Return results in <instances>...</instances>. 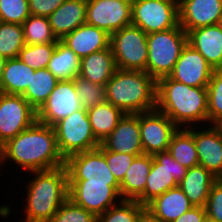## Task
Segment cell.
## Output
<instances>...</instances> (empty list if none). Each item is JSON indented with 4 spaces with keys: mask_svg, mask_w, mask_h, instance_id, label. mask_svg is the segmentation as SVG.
Wrapping results in <instances>:
<instances>
[{
    "mask_svg": "<svg viewBox=\"0 0 222 222\" xmlns=\"http://www.w3.org/2000/svg\"><path fill=\"white\" fill-rule=\"evenodd\" d=\"M2 147V162L8 161L25 172L65 166L53 126L36 121L31 127L8 140Z\"/></svg>",
    "mask_w": 222,
    "mask_h": 222,
    "instance_id": "6da1fadb",
    "label": "cell"
},
{
    "mask_svg": "<svg viewBox=\"0 0 222 222\" xmlns=\"http://www.w3.org/2000/svg\"><path fill=\"white\" fill-rule=\"evenodd\" d=\"M156 109L178 128L208 125L207 88L190 87L170 76L162 77L157 80Z\"/></svg>",
    "mask_w": 222,
    "mask_h": 222,
    "instance_id": "7a4b0ae2",
    "label": "cell"
},
{
    "mask_svg": "<svg viewBox=\"0 0 222 222\" xmlns=\"http://www.w3.org/2000/svg\"><path fill=\"white\" fill-rule=\"evenodd\" d=\"M28 173L34 178L26 183L25 218L20 222H48L68 199L66 167Z\"/></svg>",
    "mask_w": 222,
    "mask_h": 222,
    "instance_id": "3957f363",
    "label": "cell"
},
{
    "mask_svg": "<svg viewBox=\"0 0 222 222\" xmlns=\"http://www.w3.org/2000/svg\"><path fill=\"white\" fill-rule=\"evenodd\" d=\"M106 101L125 114L156 109L157 81L146 71L117 69L105 85Z\"/></svg>",
    "mask_w": 222,
    "mask_h": 222,
    "instance_id": "277c9868",
    "label": "cell"
},
{
    "mask_svg": "<svg viewBox=\"0 0 222 222\" xmlns=\"http://www.w3.org/2000/svg\"><path fill=\"white\" fill-rule=\"evenodd\" d=\"M148 59L146 72L156 81L169 76L188 43L187 33L178 24L176 27L147 35Z\"/></svg>",
    "mask_w": 222,
    "mask_h": 222,
    "instance_id": "5b68a950",
    "label": "cell"
},
{
    "mask_svg": "<svg viewBox=\"0 0 222 222\" xmlns=\"http://www.w3.org/2000/svg\"><path fill=\"white\" fill-rule=\"evenodd\" d=\"M53 128L59 151L65 160L74 154L97 149L101 144L93 134L84 108L62 118Z\"/></svg>",
    "mask_w": 222,
    "mask_h": 222,
    "instance_id": "8992f818",
    "label": "cell"
},
{
    "mask_svg": "<svg viewBox=\"0 0 222 222\" xmlns=\"http://www.w3.org/2000/svg\"><path fill=\"white\" fill-rule=\"evenodd\" d=\"M110 48L117 69L146 71L148 59L147 34L130 24L110 35Z\"/></svg>",
    "mask_w": 222,
    "mask_h": 222,
    "instance_id": "52a82bcc",
    "label": "cell"
},
{
    "mask_svg": "<svg viewBox=\"0 0 222 222\" xmlns=\"http://www.w3.org/2000/svg\"><path fill=\"white\" fill-rule=\"evenodd\" d=\"M132 22L147 35L179 24L178 0H132Z\"/></svg>",
    "mask_w": 222,
    "mask_h": 222,
    "instance_id": "ba28073f",
    "label": "cell"
},
{
    "mask_svg": "<svg viewBox=\"0 0 222 222\" xmlns=\"http://www.w3.org/2000/svg\"><path fill=\"white\" fill-rule=\"evenodd\" d=\"M186 172L187 168L173 159L168 151L155 153L145 190L136 201L146 206L169 189L179 186Z\"/></svg>",
    "mask_w": 222,
    "mask_h": 222,
    "instance_id": "9c48e42d",
    "label": "cell"
},
{
    "mask_svg": "<svg viewBox=\"0 0 222 222\" xmlns=\"http://www.w3.org/2000/svg\"><path fill=\"white\" fill-rule=\"evenodd\" d=\"M68 198L96 217L123 200L109 182L88 180H68Z\"/></svg>",
    "mask_w": 222,
    "mask_h": 222,
    "instance_id": "30bf717a",
    "label": "cell"
},
{
    "mask_svg": "<svg viewBox=\"0 0 222 222\" xmlns=\"http://www.w3.org/2000/svg\"><path fill=\"white\" fill-rule=\"evenodd\" d=\"M37 121V111L22 95L0 93V146Z\"/></svg>",
    "mask_w": 222,
    "mask_h": 222,
    "instance_id": "8fae6325",
    "label": "cell"
},
{
    "mask_svg": "<svg viewBox=\"0 0 222 222\" xmlns=\"http://www.w3.org/2000/svg\"><path fill=\"white\" fill-rule=\"evenodd\" d=\"M132 0H87L86 23L111 35L132 22Z\"/></svg>",
    "mask_w": 222,
    "mask_h": 222,
    "instance_id": "7c38bea8",
    "label": "cell"
},
{
    "mask_svg": "<svg viewBox=\"0 0 222 222\" xmlns=\"http://www.w3.org/2000/svg\"><path fill=\"white\" fill-rule=\"evenodd\" d=\"M139 127L143 154L154 155L167 151L178 127L158 109L139 113Z\"/></svg>",
    "mask_w": 222,
    "mask_h": 222,
    "instance_id": "4fadbf2b",
    "label": "cell"
},
{
    "mask_svg": "<svg viewBox=\"0 0 222 222\" xmlns=\"http://www.w3.org/2000/svg\"><path fill=\"white\" fill-rule=\"evenodd\" d=\"M68 180L109 182L120 193V184L109 170L104 154L97 148L81 152L65 160Z\"/></svg>",
    "mask_w": 222,
    "mask_h": 222,
    "instance_id": "5bb4252c",
    "label": "cell"
},
{
    "mask_svg": "<svg viewBox=\"0 0 222 222\" xmlns=\"http://www.w3.org/2000/svg\"><path fill=\"white\" fill-rule=\"evenodd\" d=\"M82 109L73 80L58 81L49 98L37 111V121L53 126L62 118Z\"/></svg>",
    "mask_w": 222,
    "mask_h": 222,
    "instance_id": "9a60e30c",
    "label": "cell"
},
{
    "mask_svg": "<svg viewBox=\"0 0 222 222\" xmlns=\"http://www.w3.org/2000/svg\"><path fill=\"white\" fill-rule=\"evenodd\" d=\"M213 71L204 56L187 43L169 76L190 87H207Z\"/></svg>",
    "mask_w": 222,
    "mask_h": 222,
    "instance_id": "2e32d148",
    "label": "cell"
},
{
    "mask_svg": "<svg viewBox=\"0 0 222 222\" xmlns=\"http://www.w3.org/2000/svg\"><path fill=\"white\" fill-rule=\"evenodd\" d=\"M199 128L201 127L194 128V142L198 152L199 165L217 179H222V132L215 124L205 125L206 129Z\"/></svg>",
    "mask_w": 222,
    "mask_h": 222,
    "instance_id": "e0dca14e",
    "label": "cell"
},
{
    "mask_svg": "<svg viewBox=\"0 0 222 222\" xmlns=\"http://www.w3.org/2000/svg\"><path fill=\"white\" fill-rule=\"evenodd\" d=\"M179 25L188 33L215 25L222 15V0H178Z\"/></svg>",
    "mask_w": 222,
    "mask_h": 222,
    "instance_id": "ac0fdd59",
    "label": "cell"
},
{
    "mask_svg": "<svg viewBox=\"0 0 222 222\" xmlns=\"http://www.w3.org/2000/svg\"><path fill=\"white\" fill-rule=\"evenodd\" d=\"M140 135L139 114H125L101 145L112 152L142 155Z\"/></svg>",
    "mask_w": 222,
    "mask_h": 222,
    "instance_id": "d6986e66",
    "label": "cell"
},
{
    "mask_svg": "<svg viewBox=\"0 0 222 222\" xmlns=\"http://www.w3.org/2000/svg\"><path fill=\"white\" fill-rule=\"evenodd\" d=\"M60 41L80 59L110 47V35L87 23L65 35Z\"/></svg>",
    "mask_w": 222,
    "mask_h": 222,
    "instance_id": "ffe728a7",
    "label": "cell"
},
{
    "mask_svg": "<svg viewBox=\"0 0 222 222\" xmlns=\"http://www.w3.org/2000/svg\"><path fill=\"white\" fill-rule=\"evenodd\" d=\"M187 35L188 43L213 69H222V29L217 24L190 30Z\"/></svg>",
    "mask_w": 222,
    "mask_h": 222,
    "instance_id": "44dd1931",
    "label": "cell"
},
{
    "mask_svg": "<svg viewBox=\"0 0 222 222\" xmlns=\"http://www.w3.org/2000/svg\"><path fill=\"white\" fill-rule=\"evenodd\" d=\"M192 207L187 196L177 186L149 202L146 205V212L162 222H173Z\"/></svg>",
    "mask_w": 222,
    "mask_h": 222,
    "instance_id": "7402d4cb",
    "label": "cell"
},
{
    "mask_svg": "<svg viewBox=\"0 0 222 222\" xmlns=\"http://www.w3.org/2000/svg\"><path fill=\"white\" fill-rule=\"evenodd\" d=\"M87 0H65L48 16L53 34L58 40L86 23Z\"/></svg>",
    "mask_w": 222,
    "mask_h": 222,
    "instance_id": "603a6c76",
    "label": "cell"
},
{
    "mask_svg": "<svg viewBox=\"0 0 222 222\" xmlns=\"http://www.w3.org/2000/svg\"><path fill=\"white\" fill-rule=\"evenodd\" d=\"M116 70L115 57L109 47L81 58L79 76L105 86Z\"/></svg>",
    "mask_w": 222,
    "mask_h": 222,
    "instance_id": "cb8c5ba5",
    "label": "cell"
},
{
    "mask_svg": "<svg viewBox=\"0 0 222 222\" xmlns=\"http://www.w3.org/2000/svg\"><path fill=\"white\" fill-rule=\"evenodd\" d=\"M218 179L203 166L188 168L179 187L195 207H204L212 185Z\"/></svg>",
    "mask_w": 222,
    "mask_h": 222,
    "instance_id": "d4e9b609",
    "label": "cell"
},
{
    "mask_svg": "<svg viewBox=\"0 0 222 222\" xmlns=\"http://www.w3.org/2000/svg\"><path fill=\"white\" fill-rule=\"evenodd\" d=\"M153 155L136 156L120 183V195L123 200H136L145 190Z\"/></svg>",
    "mask_w": 222,
    "mask_h": 222,
    "instance_id": "484cf974",
    "label": "cell"
},
{
    "mask_svg": "<svg viewBox=\"0 0 222 222\" xmlns=\"http://www.w3.org/2000/svg\"><path fill=\"white\" fill-rule=\"evenodd\" d=\"M34 73L35 70L22 62L19 57L6 59L0 75V93L22 95Z\"/></svg>",
    "mask_w": 222,
    "mask_h": 222,
    "instance_id": "4316f807",
    "label": "cell"
},
{
    "mask_svg": "<svg viewBox=\"0 0 222 222\" xmlns=\"http://www.w3.org/2000/svg\"><path fill=\"white\" fill-rule=\"evenodd\" d=\"M87 113L93 134L100 143L110 135L125 115L121 109L107 101L88 109Z\"/></svg>",
    "mask_w": 222,
    "mask_h": 222,
    "instance_id": "83f0119b",
    "label": "cell"
},
{
    "mask_svg": "<svg viewBox=\"0 0 222 222\" xmlns=\"http://www.w3.org/2000/svg\"><path fill=\"white\" fill-rule=\"evenodd\" d=\"M167 151L173 159L187 169L199 165L198 152L194 142V127L178 128L171 138Z\"/></svg>",
    "mask_w": 222,
    "mask_h": 222,
    "instance_id": "f1b7e54d",
    "label": "cell"
},
{
    "mask_svg": "<svg viewBox=\"0 0 222 222\" xmlns=\"http://www.w3.org/2000/svg\"><path fill=\"white\" fill-rule=\"evenodd\" d=\"M81 59L60 40L56 43L55 50L47 69L59 80H73L79 75Z\"/></svg>",
    "mask_w": 222,
    "mask_h": 222,
    "instance_id": "f546056e",
    "label": "cell"
},
{
    "mask_svg": "<svg viewBox=\"0 0 222 222\" xmlns=\"http://www.w3.org/2000/svg\"><path fill=\"white\" fill-rule=\"evenodd\" d=\"M59 80L47 69L35 70L30 84L22 94L24 99L38 111L49 98Z\"/></svg>",
    "mask_w": 222,
    "mask_h": 222,
    "instance_id": "4dcf8cb0",
    "label": "cell"
},
{
    "mask_svg": "<svg viewBox=\"0 0 222 222\" xmlns=\"http://www.w3.org/2000/svg\"><path fill=\"white\" fill-rule=\"evenodd\" d=\"M26 44L57 43L59 40L53 34L48 17L30 15L22 24Z\"/></svg>",
    "mask_w": 222,
    "mask_h": 222,
    "instance_id": "1f68e13d",
    "label": "cell"
},
{
    "mask_svg": "<svg viewBox=\"0 0 222 222\" xmlns=\"http://www.w3.org/2000/svg\"><path fill=\"white\" fill-rule=\"evenodd\" d=\"M25 45L22 24L0 22V56L16 58Z\"/></svg>",
    "mask_w": 222,
    "mask_h": 222,
    "instance_id": "d6a6232c",
    "label": "cell"
},
{
    "mask_svg": "<svg viewBox=\"0 0 222 222\" xmlns=\"http://www.w3.org/2000/svg\"><path fill=\"white\" fill-rule=\"evenodd\" d=\"M146 206L136 200H122L97 216V222H140Z\"/></svg>",
    "mask_w": 222,
    "mask_h": 222,
    "instance_id": "836d02e7",
    "label": "cell"
},
{
    "mask_svg": "<svg viewBox=\"0 0 222 222\" xmlns=\"http://www.w3.org/2000/svg\"><path fill=\"white\" fill-rule=\"evenodd\" d=\"M208 125L222 120V69H214L208 83Z\"/></svg>",
    "mask_w": 222,
    "mask_h": 222,
    "instance_id": "e575fe53",
    "label": "cell"
},
{
    "mask_svg": "<svg viewBox=\"0 0 222 222\" xmlns=\"http://www.w3.org/2000/svg\"><path fill=\"white\" fill-rule=\"evenodd\" d=\"M74 86L80 98V104L86 110L106 101L104 85L94 84L78 75L74 78Z\"/></svg>",
    "mask_w": 222,
    "mask_h": 222,
    "instance_id": "d590c367",
    "label": "cell"
},
{
    "mask_svg": "<svg viewBox=\"0 0 222 222\" xmlns=\"http://www.w3.org/2000/svg\"><path fill=\"white\" fill-rule=\"evenodd\" d=\"M56 43L46 44H26L19 52V59L34 70H39L47 67L53 52L55 50Z\"/></svg>",
    "mask_w": 222,
    "mask_h": 222,
    "instance_id": "8d00e7d4",
    "label": "cell"
},
{
    "mask_svg": "<svg viewBox=\"0 0 222 222\" xmlns=\"http://www.w3.org/2000/svg\"><path fill=\"white\" fill-rule=\"evenodd\" d=\"M48 222H97V217L68 198Z\"/></svg>",
    "mask_w": 222,
    "mask_h": 222,
    "instance_id": "74e56055",
    "label": "cell"
},
{
    "mask_svg": "<svg viewBox=\"0 0 222 222\" xmlns=\"http://www.w3.org/2000/svg\"><path fill=\"white\" fill-rule=\"evenodd\" d=\"M31 15L28 0H0V22H23Z\"/></svg>",
    "mask_w": 222,
    "mask_h": 222,
    "instance_id": "f35d334b",
    "label": "cell"
},
{
    "mask_svg": "<svg viewBox=\"0 0 222 222\" xmlns=\"http://www.w3.org/2000/svg\"><path fill=\"white\" fill-rule=\"evenodd\" d=\"M98 149L104 154L109 170L120 184L136 156L106 150L101 144Z\"/></svg>",
    "mask_w": 222,
    "mask_h": 222,
    "instance_id": "ab89813d",
    "label": "cell"
},
{
    "mask_svg": "<svg viewBox=\"0 0 222 222\" xmlns=\"http://www.w3.org/2000/svg\"><path fill=\"white\" fill-rule=\"evenodd\" d=\"M204 208L206 215L217 222H222V179H218L212 185Z\"/></svg>",
    "mask_w": 222,
    "mask_h": 222,
    "instance_id": "60d3db41",
    "label": "cell"
},
{
    "mask_svg": "<svg viewBox=\"0 0 222 222\" xmlns=\"http://www.w3.org/2000/svg\"><path fill=\"white\" fill-rule=\"evenodd\" d=\"M31 15L48 17L65 0H28Z\"/></svg>",
    "mask_w": 222,
    "mask_h": 222,
    "instance_id": "b9f144b4",
    "label": "cell"
},
{
    "mask_svg": "<svg viewBox=\"0 0 222 222\" xmlns=\"http://www.w3.org/2000/svg\"><path fill=\"white\" fill-rule=\"evenodd\" d=\"M205 215L206 211L204 207L193 206L189 211L185 212L173 222H202Z\"/></svg>",
    "mask_w": 222,
    "mask_h": 222,
    "instance_id": "7bdbcfd3",
    "label": "cell"
},
{
    "mask_svg": "<svg viewBox=\"0 0 222 222\" xmlns=\"http://www.w3.org/2000/svg\"><path fill=\"white\" fill-rule=\"evenodd\" d=\"M140 222H162V221L152 217L148 212L145 211L144 214L141 216Z\"/></svg>",
    "mask_w": 222,
    "mask_h": 222,
    "instance_id": "ee69618b",
    "label": "cell"
},
{
    "mask_svg": "<svg viewBox=\"0 0 222 222\" xmlns=\"http://www.w3.org/2000/svg\"><path fill=\"white\" fill-rule=\"evenodd\" d=\"M5 62H6V58L0 56V75H1L2 70H3V68H4Z\"/></svg>",
    "mask_w": 222,
    "mask_h": 222,
    "instance_id": "f6af8a7d",
    "label": "cell"
},
{
    "mask_svg": "<svg viewBox=\"0 0 222 222\" xmlns=\"http://www.w3.org/2000/svg\"><path fill=\"white\" fill-rule=\"evenodd\" d=\"M202 222H217V221L213 220L208 215H205V217L203 218Z\"/></svg>",
    "mask_w": 222,
    "mask_h": 222,
    "instance_id": "bcb514c9",
    "label": "cell"
},
{
    "mask_svg": "<svg viewBox=\"0 0 222 222\" xmlns=\"http://www.w3.org/2000/svg\"><path fill=\"white\" fill-rule=\"evenodd\" d=\"M3 162H2V147L0 146V168H2L3 166Z\"/></svg>",
    "mask_w": 222,
    "mask_h": 222,
    "instance_id": "7dc6e473",
    "label": "cell"
},
{
    "mask_svg": "<svg viewBox=\"0 0 222 222\" xmlns=\"http://www.w3.org/2000/svg\"><path fill=\"white\" fill-rule=\"evenodd\" d=\"M217 25L222 29V15L220 16Z\"/></svg>",
    "mask_w": 222,
    "mask_h": 222,
    "instance_id": "c3c4849f",
    "label": "cell"
},
{
    "mask_svg": "<svg viewBox=\"0 0 222 222\" xmlns=\"http://www.w3.org/2000/svg\"><path fill=\"white\" fill-rule=\"evenodd\" d=\"M216 125L220 128V130L222 132V120L218 124H216Z\"/></svg>",
    "mask_w": 222,
    "mask_h": 222,
    "instance_id": "681fc988",
    "label": "cell"
}]
</instances>
